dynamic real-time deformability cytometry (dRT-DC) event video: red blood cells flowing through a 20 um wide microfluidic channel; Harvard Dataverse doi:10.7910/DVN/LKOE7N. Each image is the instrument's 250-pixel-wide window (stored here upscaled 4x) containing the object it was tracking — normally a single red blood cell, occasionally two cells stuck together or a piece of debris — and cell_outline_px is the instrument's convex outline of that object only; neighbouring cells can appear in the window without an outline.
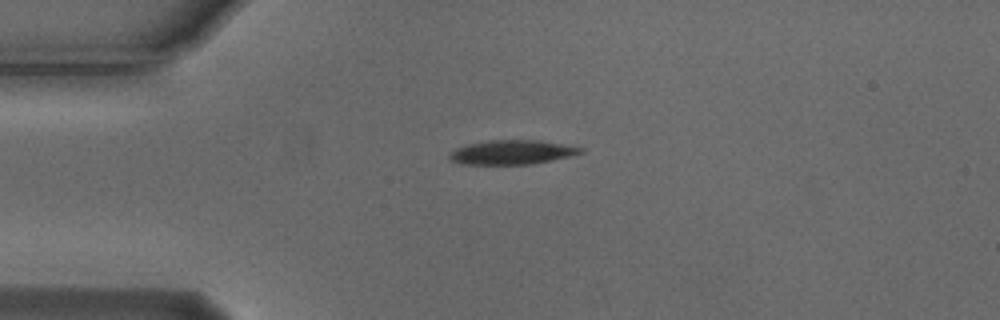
{"species": "Egyptian fruit bat (a non-hibernating species)", "species_latin": "Rousettus aegyptiacus", "temperature_condition": "cold", "stored_images_in_passage": 37, "camera_frame_rate_fps": 3000, "um_per_image_px": 0.085, "animal": {"sex": "male"}, "frame": {"image": 1, "passage_image": 1, "time_ms": 0.0, "image_size_px": [1000, 320], "cell_outline_px": [[584, 152], [552, 160], [528, 164], [460, 164], [448, 160], [448, 152], [464, 144], [488, 140], [540, 140], [564, 144], [584, 148]], "centroid_in_image_um": [43.44, 12.93], "position_along_channel_um": 41.6, "area_um2": 18.73}}
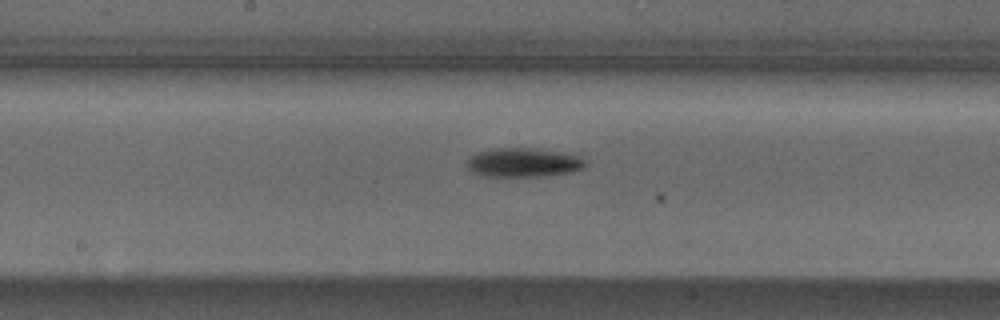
{"frame": {"image": 2, "passage_image": 16, "time_ms": 5.0, "image_size_px": [1000, 320], "cell_outline_px": [[584, 168], [568, 172], [536, 176], [488, 176], [472, 172], [468, 168], [468, 160], [472, 156], [480, 152], [492, 148], [536, 148], [560, 152], [580, 156], [584, 160]], "centroid_in_image_um": [44.48, 13.8], "position_along_channel_um": 203.7, "area_um2": 19.59}}
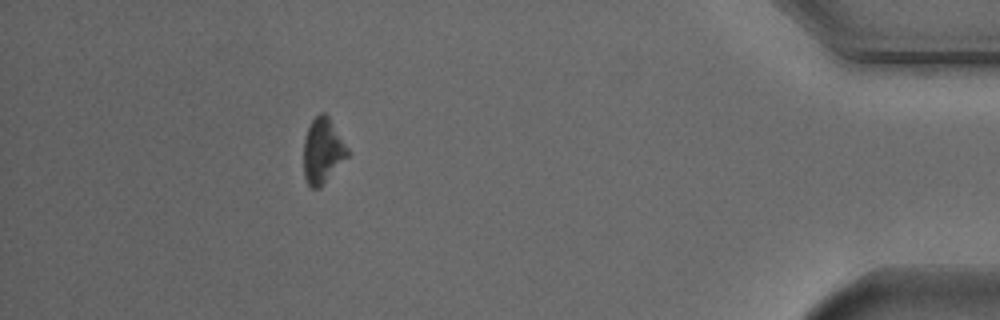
{"frame": {"image": 3, "passage_image": 37, "time_ms": 12.0, "image_size_px": [1000, 320], "cell_outline_px": [[348, 156], [320, 188], [312, 188], [308, 184], [304, 176], [304, 140], [308, 128], [312, 120], [320, 112], [324, 112], [328, 116], [348, 148]], "centroid_in_image_um": [27.42, 12.83], "position_along_channel_um": 407.8, "area_um2": 16.47}, "authors_computed_cell_mechanics": {"area_um2": 18.8428, "velocity_mm_per_s": 3.7126, "shape_relaxation_time_tau1_ms": 1.4652, "shape_relaxation_time_tau2_ms": null, "deformation_change_tau1": 0.1345, "deformation_change_tau2": null}}